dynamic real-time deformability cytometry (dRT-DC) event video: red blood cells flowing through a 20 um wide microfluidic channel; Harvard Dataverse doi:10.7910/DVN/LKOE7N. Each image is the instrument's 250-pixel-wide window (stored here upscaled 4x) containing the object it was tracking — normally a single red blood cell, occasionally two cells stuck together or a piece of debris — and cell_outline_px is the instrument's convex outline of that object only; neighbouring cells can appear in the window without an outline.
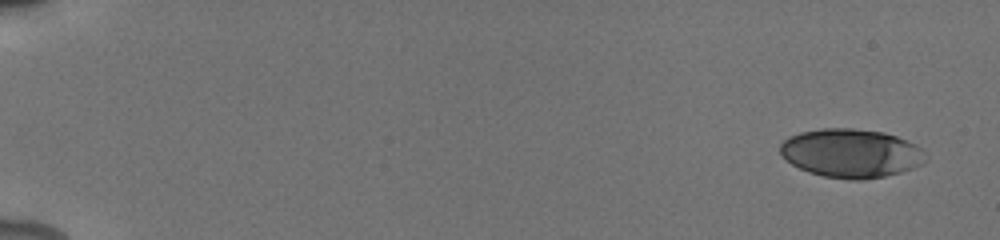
{"species": "human", "species_latin": "Homo sapiens", "temperature_condition": "cold", "stored_images_in_passage": 25, "camera_frame_rate_fps": 3000, "um_per_image_px": 0.085, "donor": {"sex": "male"}, "frame": {"image": 1, "passage_image": 1, "time_ms": 0.0, "image_size_px": [1000, 240], "cell_outline_px": [[924, 164], [900, 172], [884, 176], [860, 180], [852, 180], [824, 176], [808, 172], [792, 164], [780, 152], [780, 144], [788, 136], [800, 132], [820, 128], [852, 128], [884, 132], [896, 136], [916, 144], [920, 148], [924, 160]], "centroid_in_image_um": [72.31, 13.01], "position_along_channel_um": 12.7, "area_um2": 41.1}}
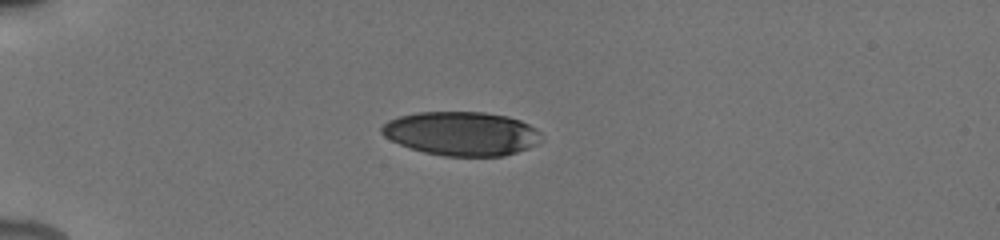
{"frame": {"image": 2, "passage_image": 17, "time_ms": 4.333, "image_size_px": [1000, 240], "cell_outline_px": [[544, 140], [528, 148], [504, 156], [444, 156], [424, 152], [400, 144], [384, 136], [380, 132], [380, 128], [388, 120], [400, 116], [416, 112], [484, 112], [508, 116], [520, 120], [536, 128], [540, 132]], "centroid_in_image_um": [39.26, 11.35], "position_along_channel_um": 45.7, "area_um2": 40.98}}